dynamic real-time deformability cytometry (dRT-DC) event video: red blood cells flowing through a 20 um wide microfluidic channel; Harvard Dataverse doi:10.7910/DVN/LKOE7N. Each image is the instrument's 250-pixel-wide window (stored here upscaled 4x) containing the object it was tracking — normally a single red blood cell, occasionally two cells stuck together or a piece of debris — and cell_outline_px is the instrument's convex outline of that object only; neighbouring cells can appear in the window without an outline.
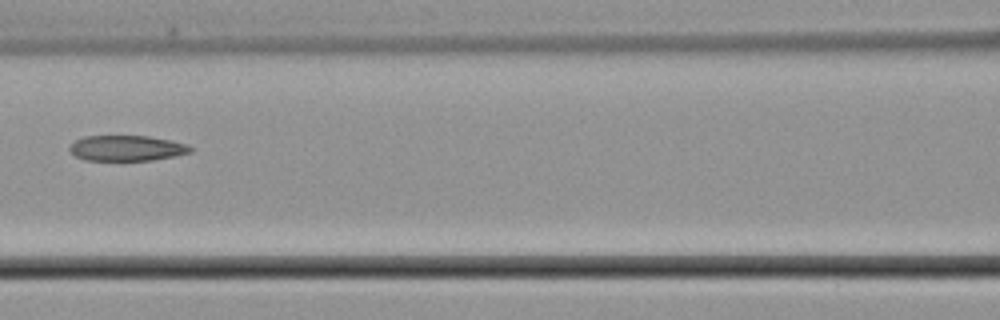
{"species": "common noctule bat (a hibernating species)", "species_latin": "Nyctalus noctula", "temperature_condition": "cold", "stored_images_in_passage": 5, "camera_frame_rate_fps": 3000, "um_per_image_px": 0.085, "animal": {"sex": "male", "body_mass_g": 21.5, "forearm_length_mm": 52.0}, "frame": {"image": 1, "passage_image": 5, "time_ms": 6.0, "image_size_px": [1000, 320], "cell_outline_px": [[192, 152], [152, 160], [84, 160], [76, 156], [68, 148], [76, 140], [84, 136], [148, 136], [172, 140], [188, 144], [192, 148]], "centroid_in_image_um": [10.79, 12.59], "position_along_channel_um": 155.8, "area_um2": 17.86}}